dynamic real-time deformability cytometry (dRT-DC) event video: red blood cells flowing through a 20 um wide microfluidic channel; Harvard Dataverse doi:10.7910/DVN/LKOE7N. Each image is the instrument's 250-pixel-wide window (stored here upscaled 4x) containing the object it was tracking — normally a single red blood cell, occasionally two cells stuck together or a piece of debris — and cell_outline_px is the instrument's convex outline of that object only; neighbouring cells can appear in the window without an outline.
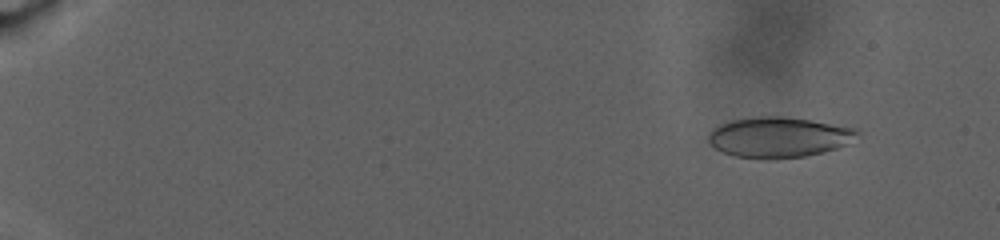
{"species": "human", "species_latin": "Homo sapiens", "temperature_condition": "warm", "stored_images_in_passage": 100, "camera_frame_rate_fps": 3000, "um_per_image_px": 0.085, "donor": {"sex": "male"}, "frame": {"image": 1, "passage_image": 11, "time_ms": 3.333, "image_size_px": [1000, 240], "cell_outline_px": [[860, 136], [836, 148], [824, 152], [804, 156], [764, 160], [736, 156], [724, 152], [716, 148], [708, 140], [708, 136], [712, 128], [720, 124], [732, 120], [760, 116], [780, 116], [808, 120], [856, 128], [860, 132]], "centroid_in_image_um": [66.19, 11.67], "position_along_channel_um": 18.8, "area_um2": 34.91}}
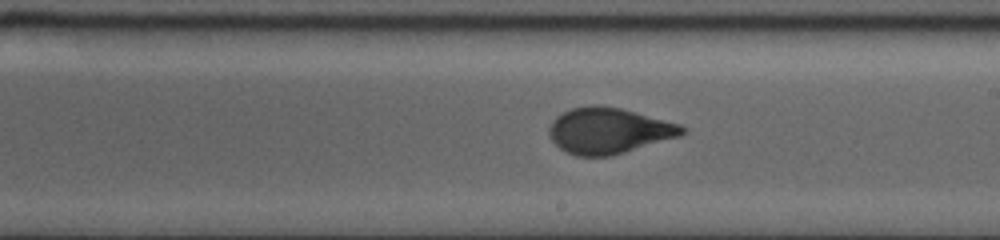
{"frame": {"image": 2, "passage_image": 64, "time_ms": 21.0, "image_size_px": [1000, 240], "cell_outline_px": [[684, 132], [680, 136], [624, 152], [608, 156], [576, 156], [560, 148], [552, 140], [548, 132], [548, 128], [552, 120], [556, 116], [572, 108], [592, 104], [596, 104], [620, 108], [636, 112], [680, 124], [684, 128]], "centroid_in_image_um": [51.71, 11.1], "position_along_channel_um": 237.3, "area_um2": 35.32}}
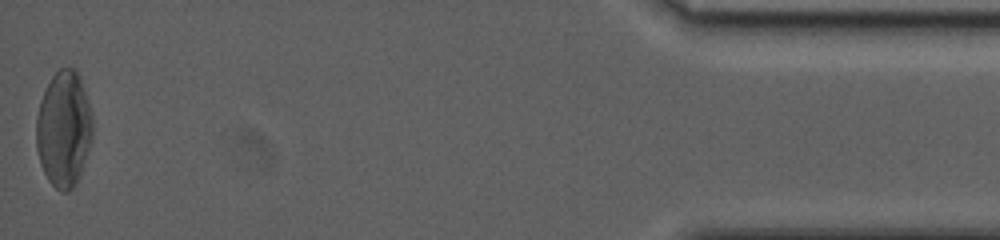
{"frame": {"image": 3, "passage_image": 100, "time_ms": 33.0, "image_size_px": [1000, 240], "cell_outline_px": [[92, 140], [80, 176], [72, 188], [68, 192], [60, 192], [48, 180], [40, 164], [36, 148], [36, 116], [40, 100], [52, 76], [60, 68], [72, 68], [80, 76], [92, 116]], "centroid_in_image_um": [5.41, 10.99], "position_along_channel_um": 429.8, "area_um2": 38.09}}